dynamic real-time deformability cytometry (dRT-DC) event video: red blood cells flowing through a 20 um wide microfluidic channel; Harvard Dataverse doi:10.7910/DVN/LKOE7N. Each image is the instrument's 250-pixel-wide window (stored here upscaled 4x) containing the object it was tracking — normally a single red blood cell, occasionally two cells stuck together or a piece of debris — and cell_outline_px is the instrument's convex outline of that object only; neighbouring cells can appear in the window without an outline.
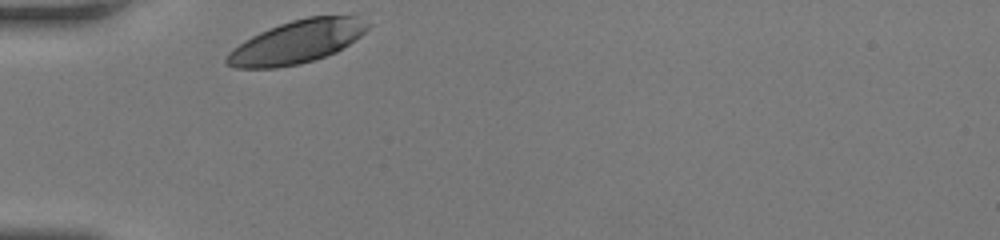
{"species": "human", "species_latin": "Homo sapiens", "temperature_condition": "room temperature", "stored_images_in_passage": 26, "camera_frame_rate_fps": 3000, "um_per_image_px": 0.085, "donor": {"sex": "female"}, "frame": {"image": 1, "passage_image": 1, "time_ms": 0.0, "image_size_px": [1000, 240], "cell_outline_px": [[368, 28], [360, 36], [336, 52], [300, 64], [276, 68], [236, 68], [224, 64], [224, 60], [228, 52], [232, 48], [244, 40], [260, 32], [280, 24], [292, 20], [308, 16], [356, 16], [368, 24]], "centroid_in_image_um": [25.16, 3.58], "position_along_channel_um": 59.8, "area_um2": 35.03}}
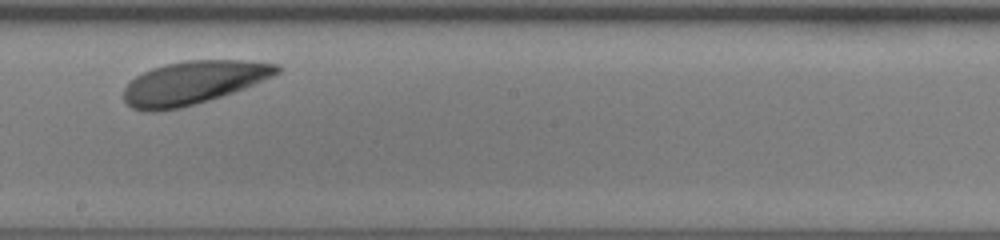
{"frame": {"image": 2, "passage_image": 15, "time_ms": 4.667, "image_size_px": [1000, 240], "cell_outline_px": [[284, 68], [280, 72], [264, 80], [244, 88], [208, 100], [180, 108], [152, 112], [148, 112], [132, 108], [124, 100], [124, 88], [136, 76], [152, 68], [164, 64], [188, 60], [248, 60], [280, 64]], "centroid_in_image_um": [16.46, 7.01], "position_along_channel_um": 231.7, "area_um2": 38.49}}
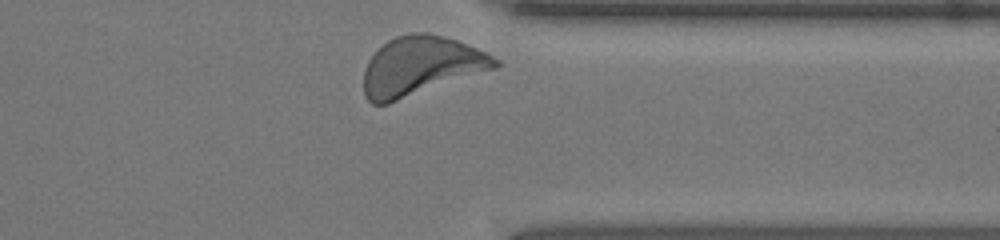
{"frame": {"image": 3, "passage_image": 26, "time_ms": 8.333, "image_size_px": [1000, 240], "cell_outline_px": [[500, 64], [496, 68], [388, 104], [372, 104], [364, 96], [364, 68], [368, 60], [388, 40], [396, 36], [412, 32], [424, 32], [456, 40], [476, 48], [500, 60]], "centroid_in_image_um": [35.74, 5.63], "position_along_channel_um": 375.7, "area_um2": 44.8}, "authors_computed_cell_mechanics": {"area_um2": 38.0324, "velocity_mm_per_s": 3.9169, "shape_relaxation_time_tau1_ms": 0.7997, "shape_relaxation_time_tau2_ms": 2.6343, "deformation_change_tau1": 0.0546, "deformation_change_tau2": 0.1045}}